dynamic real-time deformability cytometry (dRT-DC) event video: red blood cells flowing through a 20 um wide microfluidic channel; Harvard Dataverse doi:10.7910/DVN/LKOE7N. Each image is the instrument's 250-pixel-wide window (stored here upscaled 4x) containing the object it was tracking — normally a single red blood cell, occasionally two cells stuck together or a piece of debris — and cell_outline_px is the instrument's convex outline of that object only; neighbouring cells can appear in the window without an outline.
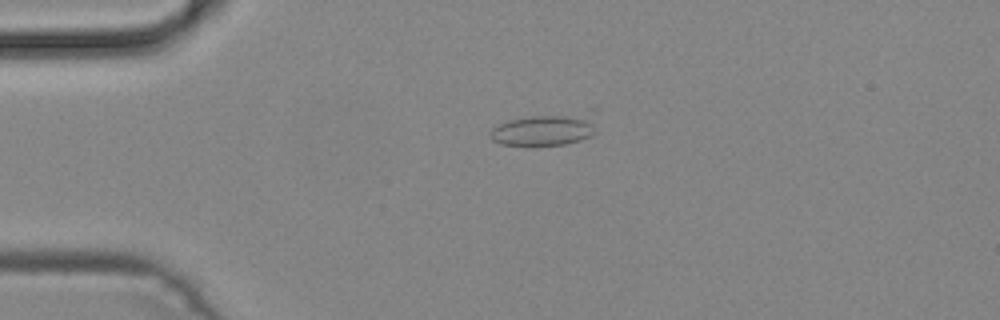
{"species": "common noctule bat (a hibernating species)", "species_latin": "Nyctalus noctula", "temperature_condition": "cold", "stored_images_in_passage": 38, "camera_frame_rate_fps": 3000, "um_per_image_px": 0.085, "animal": {"sex": "male", "body_mass_g": 19.2, "forearm_length_mm": 51.8}, "frame": {"image": 1, "passage_image": 1, "time_ms": 0.0, "image_size_px": [1000, 320], "cell_outline_px": [[596, 128], [592, 136], [580, 140], [564, 144], [532, 148], [500, 144], [492, 140], [492, 128], [508, 120], [532, 116], [588, 108], [596, 108]], "centroid_in_image_um": [46.49, 10.97], "position_along_channel_um": 38.5, "area_um2": 21.56}}
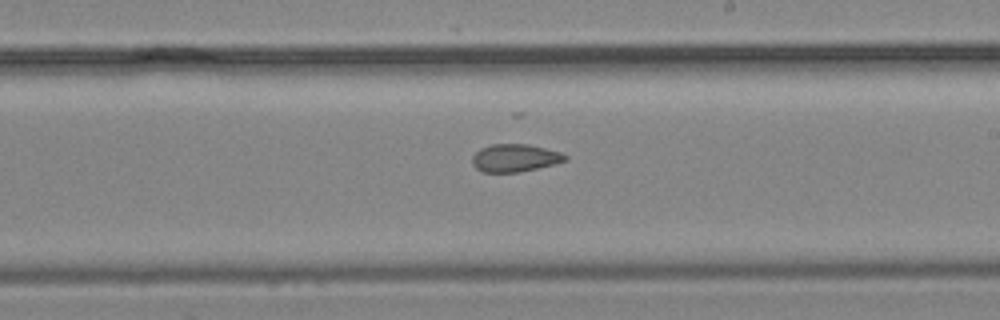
{"frame": {"image": 2, "passage_image": 18, "time_ms": 5.667, "image_size_px": [1000, 320], "cell_outline_px": [[568, 160], [536, 168], [516, 172], [480, 172], [472, 164], [472, 156], [480, 148], [492, 144], [528, 144], [560, 152], [568, 156]], "centroid_in_image_um": [43.73, 13.42], "position_along_channel_um": 245.3, "area_um2": 14.91}}
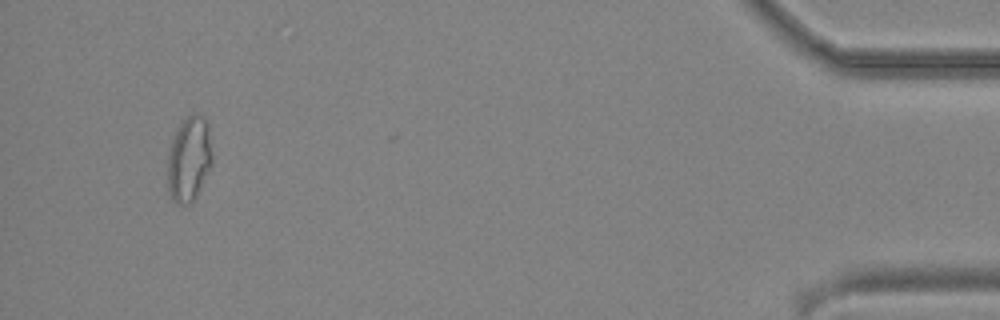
{"frame": {"image": 3, "passage_image": 36, "time_ms": 11.667, "image_size_px": [1000, 320], "cell_outline_px": [[212, 164], [196, 196], [188, 204], [176, 204], [168, 196], [168, 152], [172, 140], [180, 124], [192, 112], [196, 112], [204, 116], [208, 124], [212, 156]], "centroid_in_image_um": [16.07, 13.51], "position_along_channel_um": 419.1, "area_um2": 22.2}}